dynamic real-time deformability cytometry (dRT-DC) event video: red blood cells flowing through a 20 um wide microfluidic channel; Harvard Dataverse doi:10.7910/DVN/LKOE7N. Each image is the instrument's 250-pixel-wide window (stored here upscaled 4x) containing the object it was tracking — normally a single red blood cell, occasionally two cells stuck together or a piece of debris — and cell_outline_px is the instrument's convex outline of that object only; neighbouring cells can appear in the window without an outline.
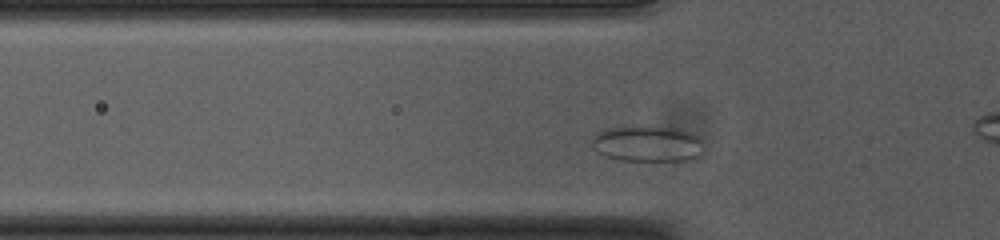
{"species": "common noctule bat (a hibernating species)", "species_latin": "Nyctalus noctula", "temperature_condition": "cold", "stored_images_in_passage": 40, "camera_frame_rate_fps": 3000, "um_per_image_px": 0.085, "animal": {"sex": "female", "body_mass_g": 23.0, "forearm_length_mm": 53.4}, "frame": {"image": 1, "passage_image": 12, "time_ms": 3.667, "image_size_px": [1000, 240], "cell_outline_px": [[700, 156], [692, 160], [620, 160], [604, 156], [592, 148], [592, 136], [596, 132], [608, 128], [624, 124], [640, 124], [680, 128], [692, 132], [700, 140]], "centroid_in_image_um": [54.96, 12.16], "position_along_channel_um": 70.8, "area_um2": 24.22}}
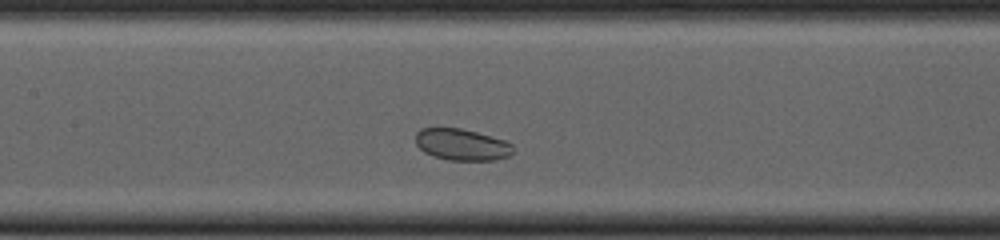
{"frame": {"image": 2, "passage_image": 20, "time_ms": 6.333, "image_size_px": [1000, 240], "cell_outline_px": [[512, 152], [508, 156], [496, 160], [448, 160], [432, 156], [424, 152], [416, 144], [416, 132], [420, 128], [460, 128], [476, 132], [504, 140], [512, 144]], "centroid_in_image_um": [39.22, 12.29], "position_along_channel_um": 168.2, "area_um2": 17.86}}
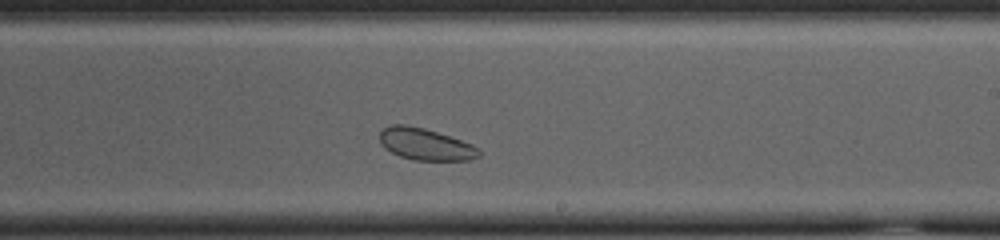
{"frame": {"image": 3, "passage_image": 27, "time_ms": 8.667, "image_size_px": [1000, 240], "cell_outline_px": [[480, 156], [468, 160], [416, 160], [400, 156], [384, 148], [380, 144], [380, 132], [384, 128], [392, 124], [404, 124], [424, 128], [472, 144], [480, 152]], "centroid_in_image_um": [36.13, 12.26], "position_along_channel_um": 252.9, "area_um2": 18.15}}